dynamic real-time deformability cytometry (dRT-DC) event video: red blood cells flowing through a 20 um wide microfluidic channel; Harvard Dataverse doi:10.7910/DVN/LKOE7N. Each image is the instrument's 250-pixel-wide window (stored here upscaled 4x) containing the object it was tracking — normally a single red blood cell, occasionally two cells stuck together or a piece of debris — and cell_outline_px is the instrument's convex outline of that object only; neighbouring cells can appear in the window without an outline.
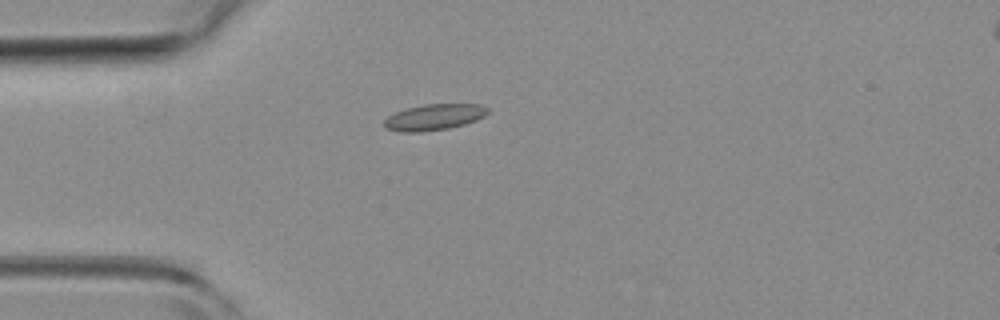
{"species": "common noctule bat (a hibernating species)", "species_latin": "Nyctalus noctula", "temperature_condition": "room temperature", "stored_images_in_passage": 37, "camera_frame_rate_fps": 3000, "um_per_image_px": 0.085, "animal": {"sex": "female", "body_mass_g": 19.3, "forearm_length_mm": 54.1}, "frame": {"image": 1, "passage_image": 2, "time_ms": 0.333, "image_size_px": [1000, 320], "cell_outline_px": [[488, 112], [484, 116], [476, 120], [464, 124], [448, 128], [420, 132], [400, 132], [384, 128], [384, 120], [388, 116], [396, 112], [408, 108], [424, 104], [480, 104], [488, 108]], "centroid_in_image_um": [36.88, 9.96], "position_along_channel_um": 48.1, "area_um2": 15.66}}
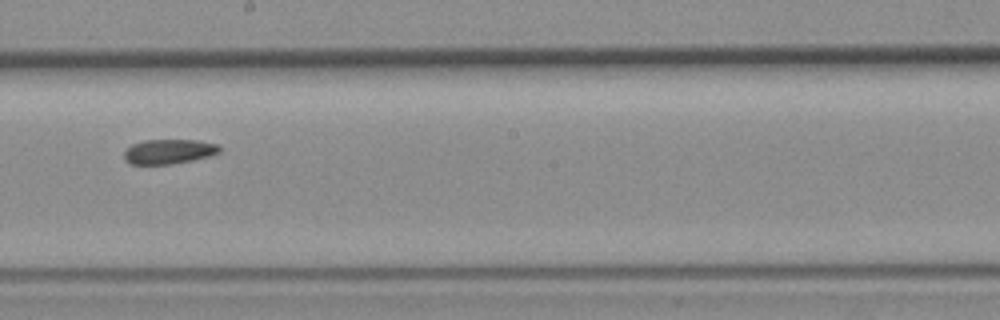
{"frame": {"image": 2, "passage_image": 16, "time_ms": 5.0, "image_size_px": [1000, 320], "cell_outline_px": [[220, 152], [208, 156], [192, 160], [168, 164], [132, 164], [124, 160], [124, 152], [132, 144], [144, 140], [196, 140], [216, 144], [220, 148]], "centroid_in_image_um": [14.32, 12.88], "position_along_channel_um": 233.9, "area_um2": 13.53}}
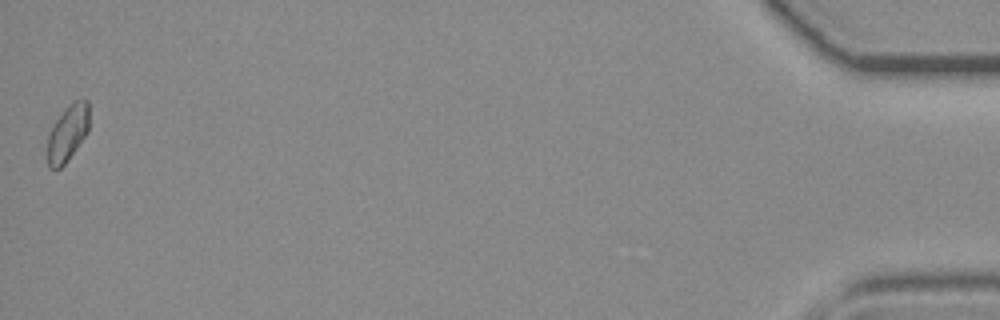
{"frame": {"image": 3, "passage_image": 37, "time_ms": 12.0, "image_size_px": [1000, 320], "cell_outline_px": [[88, 132], [64, 164], [60, 168], [48, 168], [48, 136], [56, 120], [72, 100], [88, 100]], "centroid_in_image_um": [5.75, 11.3], "position_along_channel_um": 429.4, "area_um2": 13.35}}